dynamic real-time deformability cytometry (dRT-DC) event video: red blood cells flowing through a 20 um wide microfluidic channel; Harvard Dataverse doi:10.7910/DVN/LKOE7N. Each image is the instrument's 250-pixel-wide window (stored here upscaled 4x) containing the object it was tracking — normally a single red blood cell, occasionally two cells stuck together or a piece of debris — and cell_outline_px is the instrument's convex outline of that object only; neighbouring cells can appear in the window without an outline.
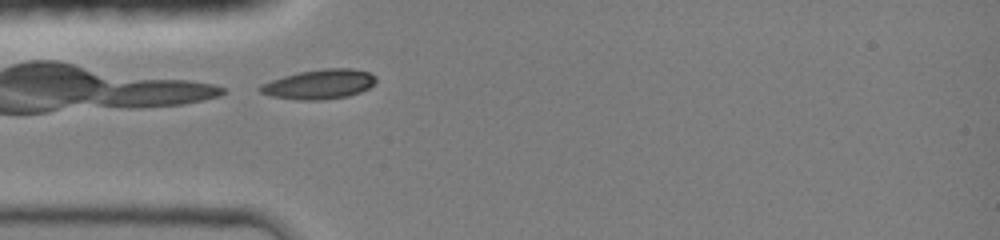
{"species": "common noctule bat (a hibernating species)", "species_latin": "Nyctalus noctula", "temperature_condition": "room temperature", "stored_images_in_passage": 3, "camera_frame_rate_fps": 3000, "um_per_image_px": 0.085, "animal": {"sex": "female", "body_mass_g": 19.0, "forearm_length_mm": 51.5}, "frame": {"image": 1, "passage_image": 3, "time_ms": 1.667, "image_size_px": [1000, 240], "cell_outline_px": [[376, 80], [368, 88], [360, 92], [348, 96], [320, 100], [300, 100], [272, 96], [260, 92], [256, 88], [260, 84], [284, 76], [300, 72], [324, 68], [352, 68], [368, 72], [376, 76]], "centroid_in_image_um": [27.13, 7.16], "position_along_channel_um": 57.9, "area_um2": 19.88}}